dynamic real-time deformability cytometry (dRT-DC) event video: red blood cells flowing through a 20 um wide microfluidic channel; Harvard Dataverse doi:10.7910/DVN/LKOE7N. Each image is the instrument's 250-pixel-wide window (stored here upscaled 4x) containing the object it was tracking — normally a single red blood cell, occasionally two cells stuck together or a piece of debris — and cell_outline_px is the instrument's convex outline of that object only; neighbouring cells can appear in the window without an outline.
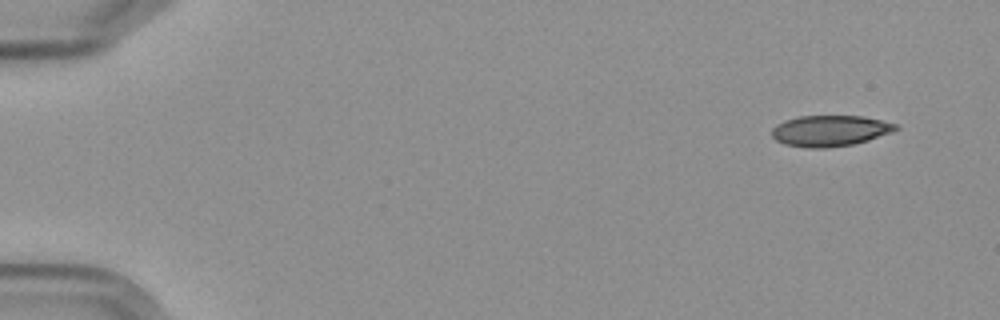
{"species": "Egyptian fruit bat (a non-hibernating species)", "species_latin": "Rousettus aegyptiacus", "temperature_condition": "cold", "stored_images_in_passage": 6, "camera_frame_rate_fps": 3000, "um_per_image_px": 0.085, "frame": {"image": 1, "passage_image": 1, "time_ms": 0.0, "image_size_px": [1000, 320], "cell_outline_px": [[900, 128], [892, 132], [868, 140], [852, 144], [824, 148], [808, 148], [784, 144], [776, 140], [772, 136], [772, 128], [776, 124], [784, 120], [800, 116], [864, 116], [896, 124]], "centroid_in_image_um": [70.53, 11.11], "position_along_channel_um": 14.5, "area_um2": 22.31}}
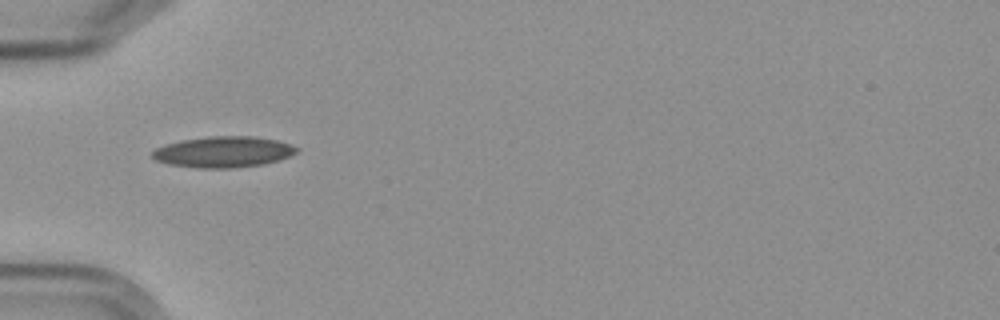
{"frame": {"image": 2, "passage_image": 5, "time_ms": 5.0, "image_size_px": [1000, 320], "cell_outline_px": [[300, 148], [296, 152], [280, 160], [264, 164], [232, 168], [196, 168], [168, 164], [156, 160], [152, 156], [152, 152], [156, 148], [180, 140], [208, 136], [256, 136], [276, 140]], "centroid_in_image_um": [18.98, 12.91], "position_along_channel_um": 66.0, "area_um2": 26.07}}
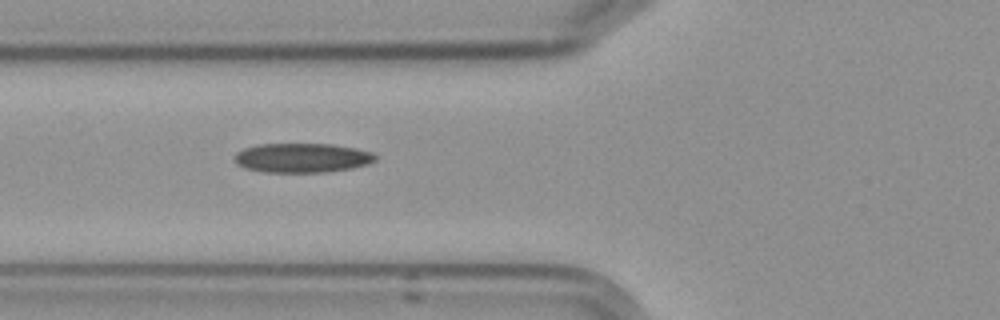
{"frame": {"image": 3, "passage_image": 6, "time_ms": 6.0, "image_size_px": [1000, 320], "cell_outline_px": [[376, 160], [368, 164], [352, 168], [324, 172], [264, 172], [244, 168], [236, 164], [232, 156], [236, 152], [244, 148], [256, 144], [332, 144], [356, 148], [372, 152], [376, 156]], "centroid_in_image_um": [25.64, 13.41], "position_along_channel_um": 100.2, "area_um2": 24.33}}